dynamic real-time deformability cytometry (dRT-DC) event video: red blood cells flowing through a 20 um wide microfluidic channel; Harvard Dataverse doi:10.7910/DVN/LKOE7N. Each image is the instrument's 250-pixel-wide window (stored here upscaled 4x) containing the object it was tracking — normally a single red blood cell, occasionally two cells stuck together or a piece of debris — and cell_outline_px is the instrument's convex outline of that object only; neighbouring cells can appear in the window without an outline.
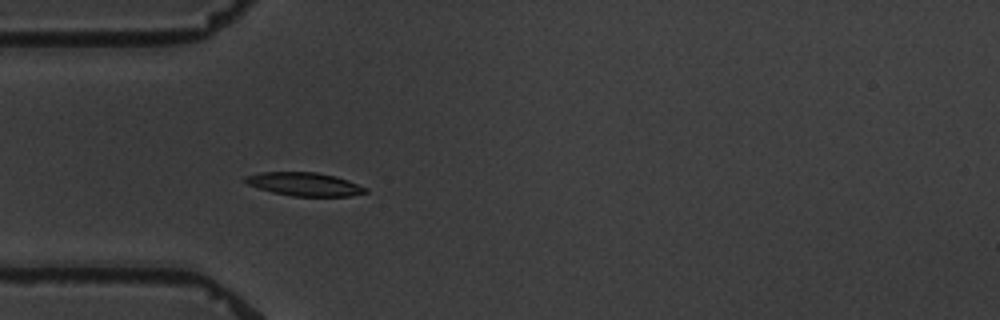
{"species": "common noctule bat (a hibernating species)", "species_latin": "Nyctalus noctula", "temperature_condition": "warm", "stored_images_in_passage": 4, "camera_frame_rate_fps": 3000, "um_per_image_px": 0.085, "animal": {"sex": "male", "body_mass_g": 19.5, "forearm_length_mm": 54.6}, "frame": {"image": 1, "passage_image": 4, "time_ms": 5.0, "image_size_px": [1000, 320], "cell_outline_px": [[368, 192], [352, 196], [292, 196], [272, 192], [248, 184], [244, 180], [244, 176], [260, 172], [316, 172], [336, 176], [348, 180], [368, 188]], "centroid_in_image_um": [25.91, 15.65], "position_along_channel_um": 59.1, "area_um2": 16.42}}